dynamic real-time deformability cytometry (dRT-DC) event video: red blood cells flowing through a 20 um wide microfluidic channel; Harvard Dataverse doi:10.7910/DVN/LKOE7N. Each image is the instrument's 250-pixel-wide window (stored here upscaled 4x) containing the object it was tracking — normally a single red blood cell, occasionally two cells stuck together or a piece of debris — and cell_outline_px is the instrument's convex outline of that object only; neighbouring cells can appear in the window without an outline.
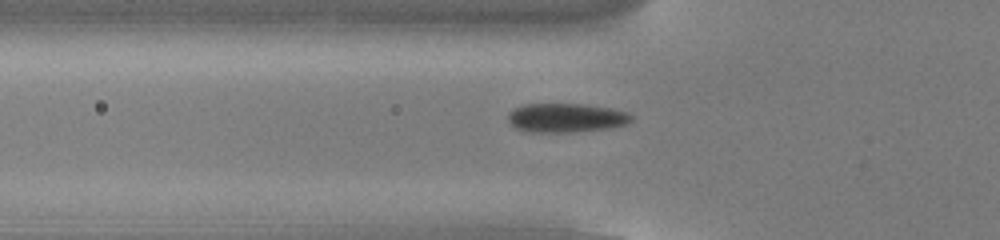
{"species": "common noctule bat (a hibernating species)", "species_latin": "Nyctalus noctula", "temperature_condition": "cold", "stored_images_in_passage": 42, "camera_frame_rate_fps": 3000, "um_per_image_px": 0.085, "animal": {"sex": "male", "body_mass_g": 13.0, "forearm_length_mm": 53.1}, "frame": {"image": 1, "passage_image": 7, "time_ms": 2.0, "image_size_px": [1000, 240], "cell_outline_px": [[632, 120], [628, 124], [608, 128], [572, 132], [528, 132], [516, 128], [508, 120], [508, 112], [512, 108], [524, 104], [584, 104], [612, 108], [628, 112], [632, 116]], "centroid_in_image_um": [48.11, 10.01], "position_along_channel_um": 77.7, "area_um2": 21.04}}
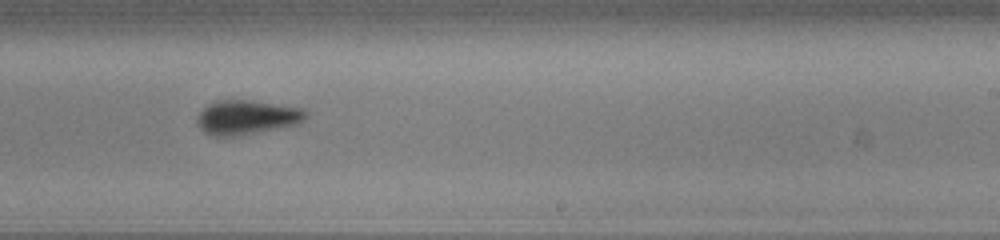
{"frame": {"image": 2, "passage_image": 22, "time_ms": 7.0, "image_size_px": [1000, 240], "cell_outline_px": [[308, 116], [300, 124], [236, 136], [216, 136], [204, 132], [196, 124], [196, 120], [200, 112], [208, 104], [216, 100], [248, 100], [304, 108], [308, 112]], "centroid_in_image_um": [21.0, 9.97], "position_along_channel_um": 268.0, "area_um2": 21.85}}
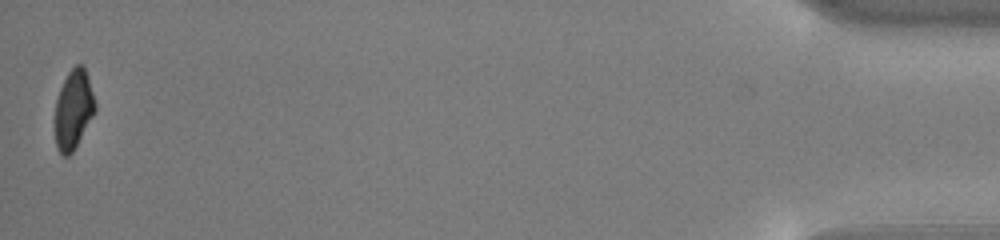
{"frame": {"image": 3, "passage_image": 42, "time_ms": 13.667, "image_size_px": [1000, 240], "cell_outline_px": [[96, 112], [72, 152], [68, 156], [64, 156], [56, 148], [56, 100], [60, 88], [68, 72], [76, 64], [84, 64], [96, 104]], "centroid_in_image_um": [6.27, 9.28], "position_along_channel_um": 428.9, "area_um2": 18.38}, "authors_computed_cell_mechanics": {"area_um2": 21.0392, "velocity_mm_per_s": 3.8078, "shape_relaxation_time_tau1_ms": 2.6985, "shape_relaxation_time_tau2_ms": null, "deformation_change_tau1": 0.0924, "deformation_change_tau2": null}}